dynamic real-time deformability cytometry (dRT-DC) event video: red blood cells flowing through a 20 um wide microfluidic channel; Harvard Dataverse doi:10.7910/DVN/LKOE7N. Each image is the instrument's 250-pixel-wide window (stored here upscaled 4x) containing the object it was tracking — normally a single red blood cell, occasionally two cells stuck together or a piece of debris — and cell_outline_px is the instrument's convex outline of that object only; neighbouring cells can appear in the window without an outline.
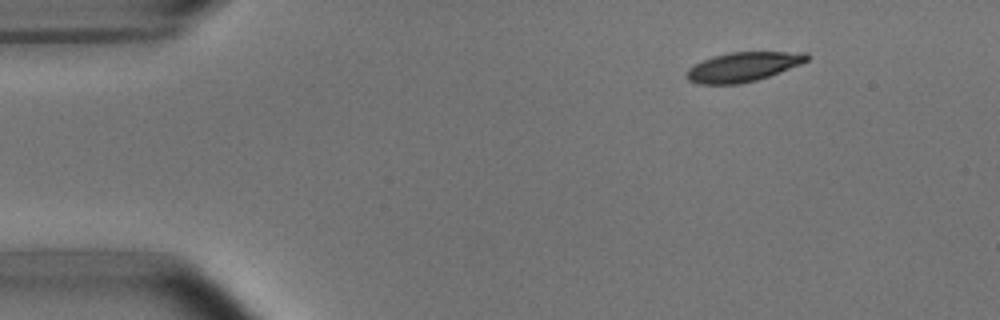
{"species": "common noctule bat (a hibernating species)", "species_latin": "Nyctalus noctula", "temperature_condition": "room temperature", "stored_images_in_passage": 3, "camera_frame_rate_fps": 3000, "um_per_image_px": 0.085, "animal": {"sex": "male", "body_mass_g": 15.6}, "frame": {"image": 1, "passage_image": 1, "time_ms": 0.0, "image_size_px": [1000, 320], "cell_outline_px": [[808, 60], [800, 64], [768, 76], [756, 80], [736, 84], [696, 84], [688, 80], [688, 68], [712, 56], [732, 52], [808, 52]], "centroid_in_image_um": [63.16, 5.68], "position_along_channel_um": 21.8, "area_um2": 20.29}}